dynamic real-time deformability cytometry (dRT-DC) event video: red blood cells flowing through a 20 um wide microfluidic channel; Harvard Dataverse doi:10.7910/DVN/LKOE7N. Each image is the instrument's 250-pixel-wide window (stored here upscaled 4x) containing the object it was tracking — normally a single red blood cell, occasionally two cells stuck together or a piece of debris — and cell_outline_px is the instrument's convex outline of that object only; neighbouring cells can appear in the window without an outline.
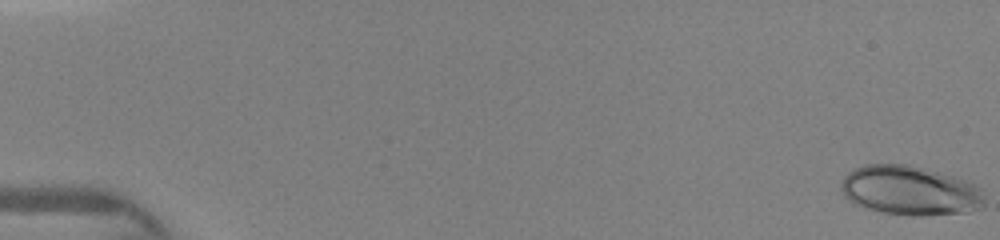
{"species": "human", "species_latin": "Homo sapiens", "temperature_condition": "warm", "stored_images_in_passage": 45, "camera_frame_rate_fps": 3000, "um_per_image_px": 0.085, "donor": {"sex": "female"}, "frame": {"image": 1, "passage_image": 1, "time_ms": 0.0, "image_size_px": [1000, 240], "cell_outline_px": [[984, 208], [968, 212], [924, 216], [908, 216], [880, 212], [852, 204], [844, 196], [840, 188], [840, 184], [844, 176], [848, 172], [864, 164], [908, 164], [968, 180], [976, 184], [980, 188], [984, 200]], "centroid_in_image_um": [77.34, 16.21], "position_along_channel_um": 7.7, "area_um2": 41.91}}
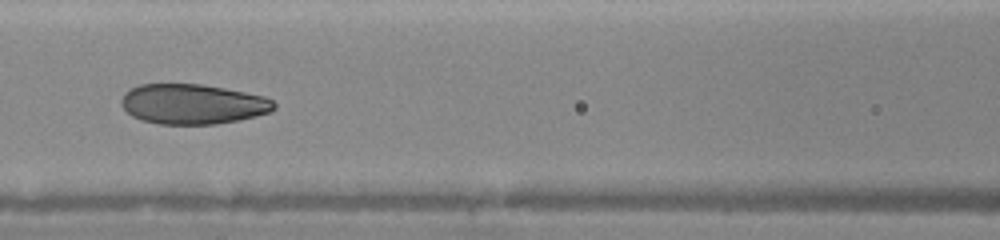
{"frame": {"image": 2, "passage_image": 22, "time_ms": 7.0, "image_size_px": [1000, 240], "cell_outline_px": [[276, 108], [272, 112], [240, 120], [216, 124], [160, 124], [140, 120], [132, 116], [120, 104], [120, 100], [124, 92], [140, 84], [200, 84], [224, 88], [264, 96], [272, 100], [276, 104]], "centroid_in_image_um": [16.38, 8.85], "position_along_channel_um": 150.2, "area_um2": 35.84}}
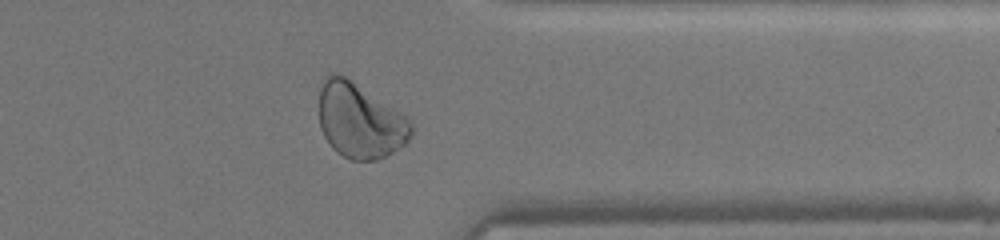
{"frame": {"image": 3, "passage_image": 38, "time_ms": 12.333, "image_size_px": [1000, 240], "cell_outline_px": [[412, 136], [400, 148], [376, 160], [352, 160], [336, 152], [332, 148], [324, 136], [320, 128], [320, 88], [324, 76], [332, 72], [336, 72], [344, 76], [408, 116], [412, 124]], "centroid_in_image_um": [30.59, 10.25], "position_along_channel_um": 380.8, "area_um2": 40.29}}